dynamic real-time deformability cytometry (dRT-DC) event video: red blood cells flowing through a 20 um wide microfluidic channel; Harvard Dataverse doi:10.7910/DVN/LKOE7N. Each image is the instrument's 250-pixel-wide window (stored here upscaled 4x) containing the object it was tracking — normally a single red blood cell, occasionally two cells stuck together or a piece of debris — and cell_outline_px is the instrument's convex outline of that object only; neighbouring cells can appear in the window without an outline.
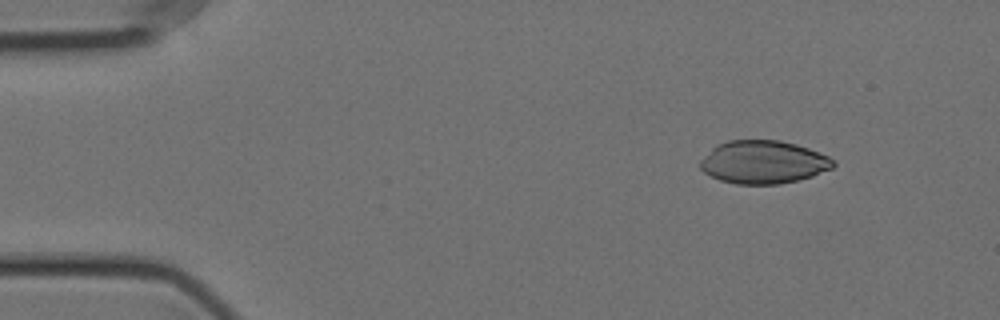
{"species": "Egyptian fruit bat (a non-hibernating species)", "species_latin": "Rousettus aegyptiacus", "temperature_condition": "cold", "stored_images_in_passage": 56, "camera_frame_rate_fps": 3000, "um_per_image_px": 0.085, "animal": {"sex": "female"}, "frame": {"image": 1, "passage_image": 6, "time_ms": 1.667, "image_size_px": [1000, 320], "cell_outline_px": [[836, 164], [832, 168], [812, 176], [780, 184], [736, 184], [720, 180], [704, 172], [700, 168], [700, 160], [716, 144], [728, 140], [780, 140], [796, 144], [808, 148], [828, 156], [836, 160]], "centroid_in_image_um": [64.88, 13.77], "position_along_channel_um": 20.1, "area_um2": 33.41}}
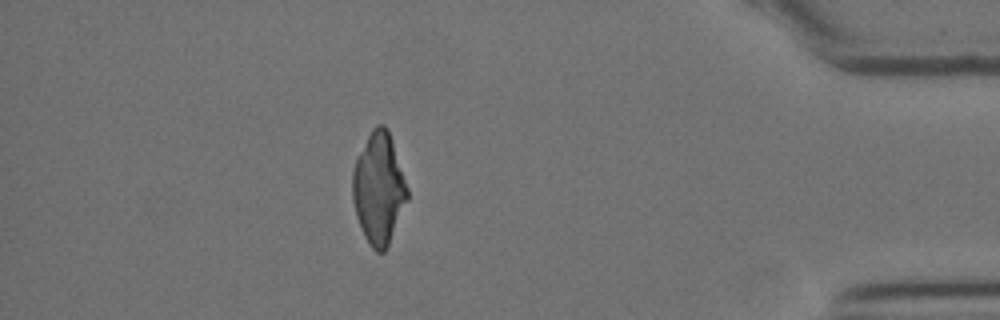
{"frame": {"image": 2, "passage_image": 49, "time_ms": 16.0, "image_size_px": [1000, 320], "cell_outline_px": [[408, 200], [388, 244], [384, 252], [376, 252], [368, 244], [364, 236], [356, 216], [352, 200], [352, 172], [356, 160], [372, 128], [376, 124], [384, 124], [388, 128], [408, 188]], "centroid_in_image_um": [32.19, 16.02], "position_along_channel_um": 403.0, "area_um2": 35.43}}